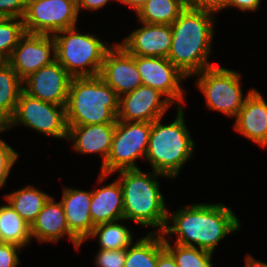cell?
Listing matches in <instances>:
<instances>
[{"label": "cell", "mask_w": 267, "mask_h": 267, "mask_svg": "<svg viewBox=\"0 0 267 267\" xmlns=\"http://www.w3.org/2000/svg\"><path fill=\"white\" fill-rule=\"evenodd\" d=\"M52 196L31 185L4 196L7 203L31 226Z\"/></svg>", "instance_id": "obj_23"}, {"label": "cell", "mask_w": 267, "mask_h": 267, "mask_svg": "<svg viewBox=\"0 0 267 267\" xmlns=\"http://www.w3.org/2000/svg\"><path fill=\"white\" fill-rule=\"evenodd\" d=\"M126 249H99L95 256L96 267H124Z\"/></svg>", "instance_id": "obj_31"}, {"label": "cell", "mask_w": 267, "mask_h": 267, "mask_svg": "<svg viewBox=\"0 0 267 267\" xmlns=\"http://www.w3.org/2000/svg\"><path fill=\"white\" fill-rule=\"evenodd\" d=\"M67 126V140L73 142L74 150L82 154H101L103 165L111 149L116 123Z\"/></svg>", "instance_id": "obj_20"}, {"label": "cell", "mask_w": 267, "mask_h": 267, "mask_svg": "<svg viewBox=\"0 0 267 267\" xmlns=\"http://www.w3.org/2000/svg\"><path fill=\"white\" fill-rule=\"evenodd\" d=\"M72 76L57 61L43 66L23 80L28 95L56 105H66Z\"/></svg>", "instance_id": "obj_14"}, {"label": "cell", "mask_w": 267, "mask_h": 267, "mask_svg": "<svg viewBox=\"0 0 267 267\" xmlns=\"http://www.w3.org/2000/svg\"><path fill=\"white\" fill-rule=\"evenodd\" d=\"M174 104L159 90L140 85L134 91L120 97L117 120L127 122H153L164 117Z\"/></svg>", "instance_id": "obj_13"}, {"label": "cell", "mask_w": 267, "mask_h": 267, "mask_svg": "<svg viewBox=\"0 0 267 267\" xmlns=\"http://www.w3.org/2000/svg\"><path fill=\"white\" fill-rule=\"evenodd\" d=\"M23 91V80L7 63H0V129L11 120Z\"/></svg>", "instance_id": "obj_22"}, {"label": "cell", "mask_w": 267, "mask_h": 267, "mask_svg": "<svg viewBox=\"0 0 267 267\" xmlns=\"http://www.w3.org/2000/svg\"><path fill=\"white\" fill-rule=\"evenodd\" d=\"M23 248L12 244H0V267H18L20 262L19 253Z\"/></svg>", "instance_id": "obj_33"}, {"label": "cell", "mask_w": 267, "mask_h": 267, "mask_svg": "<svg viewBox=\"0 0 267 267\" xmlns=\"http://www.w3.org/2000/svg\"><path fill=\"white\" fill-rule=\"evenodd\" d=\"M109 1L110 0H78L77 2L78 12L81 11L80 9L88 10V11H97L101 9L102 7L106 6V4Z\"/></svg>", "instance_id": "obj_36"}, {"label": "cell", "mask_w": 267, "mask_h": 267, "mask_svg": "<svg viewBox=\"0 0 267 267\" xmlns=\"http://www.w3.org/2000/svg\"><path fill=\"white\" fill-rule=\"evenodd\" d=\"M55 60L53 35L25 33L13 49L7 63L24 80L30 74Z\"/></svg>", "instance_id": "obj_12"}, {"label": "cell", "mask_w": 267, "mask_h": 267, "mask_svg": "<svg viewBox=\"0 0 267 267\" xmlns=\"http://www.w3.org/2000/svg\"><path fill=\"white\" fill-rule=\"evenodd\" d=\"M215 14L186 7L171 24L172 45L168 59L188 77L215 66L212 53Z\"/></svg>", "instance_id": "obj_2"}, {"label": "cell", "mask_w": 267, "mask_h": 267, "mask_svg": "<svg viewBox=\"0 0 267 267\" xmlns=\"http://www.w3.org/2000/svg\"><path fill=\"white\" fill-rule=\"evenodd\" d=\"M120 97L99 76L72 77L65 105L67 125L116 123Z\"/></svg>", "instance_id": "obj_4"}, {"label": "cell", "mask_w": 267, "mask_h": 267, "mask_svg": "<svg viewBox=\"0 0 267 267\" xmlns=\"http://www.w3.org/2000/svg\"><path fill=\"white\" fill-rule=\"evenodd\" d=\"M138 22L141 27L135 29L118 44L133 56L167 58L172 45L171 25Z\"/></svg>", "instance_id": "obj_16"}, {"label": "cell", "mask_w": 267, "mask_h": 267, "mask_svg": "<svg viewBox=\"0 0 267 267\" xmlns=\"http://www.w3.org/2000/svg\"><path fill=\"white\" fill-rule=\"evenodd\" d=\"M234 130L251 142L267 148V101L254 89L235 118Z\"/></svg>", "instance_id": "obj_17"}, {"label": "cell", "mask_w": 267, "mask_h": 267, "mask_svg": "<svg viewBox=\"0 0 267 267\" xmlns=\"http://www.w3.org/2000/svg\"><path fill=\"white\" fill-rule=\"evenodd\" d=\"M18 158L19 153L4 140L0 139V188L6 186V180Z\"/></svg>", "instance_id": "obj_30"}, {"label": "cell", "mask_w": 267, "mask_h": 267, "mask_svg": "<svg viewBox=\"0 0 267 267\" xmlns=\"http://www.w3.org/2000/svg\"><path fill=\"white\" fill-rule=\"evenodd\" d=\"M163 249V234L148 232L126 249L124 267H156L158 254Z\"/></svg>", "instance_id": "obj_24"}, {"label": "cell", "mask_w": 267, "mask_h": 267, "mask_svg": "<svg viewBox=\"0 0 267 267\" xmlns=\"http://www.w3.org/2000/svg\"><path fill=\"white\" fill-rule=\"evenodd\" d=\"M186 7V0H147L136 16L147 24L171 25Z\"/></svg>", "instance_id": "obj_25"}, {"label": "cell", "mask_w": 267, "mask_h": 267, "mask_svg": "<svg viewBox=\"0 0 267 267\" xmlns=\"http://www.w3.org/2000/svg\"><path fill=\"white\" fill-rule=\"evenodd\" d=\"M136 66L143 85L159 90L175 107H184L185 91L180 82L187 76L168 58L136 56Z\"/></svg>", "instance_id": "obj_11"}, {"label": "cell", "mask_w": 267, "mask_h": 267, "mask_svg": "<svg viewBox=\"0 0 267 267\" xmlns=\"http://www.w3.org/2000/svg\"><path fill=\"white\" fill-rule=\"evenodd\" d=\"M245 262V267H267V263L258 261V259L252 257L249 253L246 255Z\"/></svg>", "instance_id": "obj_39"}, {"label": "cell", "mask_w": 267, "mask_h": 267, "mask_svg": "<svg viewBox=\"0 0 267 267\" xmlns=\"http://www.w3.org/2000/svg\"><path fill=\"white\" fill-rule=\"evenodd\" d=\"M164 237V248L173 256L178 267H213V253L207 250L181 244H170Z\"/></svg>", "instance_id": "obj_28"}, {"label": "cell", "mask_w": 267, "mask_h": 267, "mask_svg": "<svg viewBox=\"0 0 267 267\" xmlns=\"http://www.w3.org/2000/svg\"><path fill=\"white\" fill-rule=\"evenodd\" d=\"M186 6L216 14L228 8V0H186Z\"/></svg>", "instance_id": "obj_34"}, {"label": "cell", "mask_w": 267, "mask_h": 267, "mask_svg": "<svg viewBox=\"0 0 267 267\" xmlns=\"http://www.w3.org/2000/svg\"><path fill=\"white\" fill-rule=\"evenodd\" d=\"M176 118L169 124H162V118L152 122L145 160L153 171L175 179L181 168L193 156L195 141L185 122L183 107H176Z\"/></svg>", "instance_id": "obj_5"}, {"label": "cell", "mask_w": 267, "mask_h": 267, "mask_svg": "<svg viewBox=\"0 0 267 267\" xmlns=\"http://www.w3.org/2000/svg\"><path fill=\"white\" fill-rule=\"evenodd\" d=\"M168 213L163 237L176 235V244L214 253L227 235L240 230V221L224 203H192Z\"/></svg>", "instance_id": "obj_1"}, {"label": "cell", "mask_w": 267, "mask_h": 267, "mask_svg": "<svg viewBox=\"0 0 267 267\" xmlns=\"http://www.w3.org/2000/svg\"><path fill=\"white\" fill-rule=\"evenodd\" d=\"M77 3L68 0H27L23 18L26 33L47 34L76 27Z\"/></svg>", "instance_id": "obj_10"}, {"label": "cell", "mask_w": 267, "mask_h": 267, "mask_svg": "<svg viewBox=\"0 0 267 267\" xmlns=\"http://www.w3.org/2000/svg\"><path fill=\"white\" fill-rule=\"evenodd\" d=\"M151 129L152 122L116 121L111 149L101 165L98 183L119 170L138 169L136 161L145 159Z\"/></svg>", "instance_id": "obj_8"}, {"label": "cell", "mask_w": 267, "mask_h": 267, "mask_svg": "<svg viewBox=\"0 0 267 267\" xmlns=\"http://www.w3.org/2000/svg\"><path fill=\"white\" fill-rule=\"evenodd\" d=\"M56 60L72 77L99 76L104 57L113 46L95 34L80 33L77 27L54 35Z\"/></svg>", "instance_id": "obj_6"}, {"label": "cell", "mask_w": 267, "mask_h": 267, "mask_svg": "<svg viewBox=\"0 0 267 267\" xmlns=\"http://www.w3.org/2000/svg\"><path fill=\"white\" fill-rule=\"evenodd\" d=\"M92 191L65 187L60 202L70 232L81 242L88 240L94 224L90 215Z\"/></svg>", "instance_id": "obj_19"}, {"label": "cell", "mask_w": 267, "mask_h": 267, "mask_svg": "<svg viewBox=\"0 0 267 267\" xmlns=\"http://www.w3.org/2000/svg\"><path fill=\"white\" fill-rule=\"evenodd\" d=\"M23 19L0 18V61L7 62L20 38L25 34Z\"/></svg>", "instance_id": "obj_29"}, {"label": "cell", "mask_w": 267, "mask_h": 267, "mask_svg": "<svg viewBox=\"0 0 267 267\" xmlns=\"http://www.w3.org/2000/svg\"><path fill=\"white\" fill-rule=\"evenodd\" d=\"M261 0H228V8L236 7L241 11H257L260 8Z\"/></svg>", "instance_id": "obj_35"}, {"label": "cell", "mask_w": 267, "mask_h": 267, "mask_svg": "<svg viewBox=\"0 0 267 267\" xmlns=\"http://www.w3.org/2000/svg\"><path fill=\"white\" fill-rule=\"evenodd\" d=\"M21 124L59 140L68 137L65 105L42 101L24 91L19 96L13 117L3 130L6 132Z\"/></svg>", "instance_id": "obj_9"}, {"label": "cell", "mask_w": 267, "mask_h": 267, "mask_svg": "<svg viewBox=\"0 0 267 267\" xmlns=\"http://www.w3.org/2000/svg\"><path fill=\"white\" fill-rule=\"evenodd\" d=\"M156 267H178L173 256L164 248L159 254Z\"/></svg>", "instance_id": "obj_37"}, {"label": "cell", "mask_w": 267, "mask_h": 267, "mask_svg": "<svg viewBox=\"0 0 267 267\" xmlns=\"http://www.w3.org/2000/svg\"><path fill=\"white\" fill-rule=\"evenodd\" d=\"M27 0H0L1 18H24Z\"/></svg>", "instance_id": "obj_32"}, {"label": "cell", "mask_w": 267, "mask_h": 267, "mask_svg": "<svg viewBox=\"0 0 267 267\" xmlns=\"http://www.w3.org/2000/svg\"><path fill=\"white\" fill-rule=\"evenodd\" d=\"M122 193L125 221H133L141 226L155 228L150 233L162 234L168 219V208L158 177H170L159 172H143L138 169L117 171Z\"/></svg>", "instance_id": "obj_3"}, {"label": "cell", "mask_w": 267, "mask_h": 267, "mask_svg": "<svg viewBox=\"0 0 267 267\" xmlns=\"http://www.w3.org/2000/svg\"><path fill=\"white\" fill-rule=\"evenodd\" d=\"M89 209L94 225L124 219L123 193L119 180L115 179L93 190Z\"/></svg>", "instance_id": "obj_21"}, {"label": "cell", "mask_w": 267, "mask_h": 267, "mask_svg": "<svg viewBox=\"0 0 267 267\" xmlns=\"http://www.w3.org/2000/svg\"><path fill=\"white\" fill-rule=\"evenodd\" d=\"M147 0H118L123 5L134 9L135 13L144 5Z\"/></svg>", "instance_id": "obj_38"}, {"label": "cell", "mask_w": 267, "mask_h": 267, "mask_svg": "<svg viewBox=\"0 0 267 267\" xmlns=\"http://www.w3.org/2000/svg\"><path fill=\"white\" fill-rule=\"evenodd\" d=\"M99 77L111 86L119 97L142 85L136 56L129 54L118 42L107 51Z\"/></svg>", "instance_id": "obj_15"}, {"label": "cell", "mask_w": 267, "mask_h": 267, "mask_svg": "<svg viewBox=\"0 0 267 267\" xmlns=\"http://www.w3.org/2000/svg\"><path fill=\"white\" fill-rule=\"evenodd\" d=\"M0 237L3 243L25 248L30 244V225L8 204L0 206Z\"/></svg>", "instance_id": "obj_26"}, {"label": "cell", "mask_w": 267, "mask_h": 267, "mask_svg": "<svg viewBox=\"0 0 267 267\" xmlns=\"http://www.w3.org/2000/svg\"><path fill=\"white\" fill-rule=\"evenodd\" d=\"M121 221L125 220L119 219L95 225L88 239L98 238L100 249H127L134 242L133 235L126 225L120 224Z\"/></svg>", "instance_id": "obj_27"}, {"label": "cell", "mask_w": 267, "mask_h": 267, "mask_svg": "<svg viewBox=\"0 0 267 267\" xmlns=\"http://www.w3.org/2000/svg\"><path fill=\"white\" fill-rule=\"evenodd\" d=\"M31 239L56 243L66 235L76 250L82 243L70 232L62 203L55 202L53 196L47 201L30 226ZM33 237V238H32Z\"/></svg>", "instance_id": "obj_18"}, {"label": "cell", "mask_w": 267, "mask_h": 267, "mask_svg": "<svg viewBox=\"0 0 267 267\" xmlns=\"http://www.w3.org/2000/svg\"><path fill=\"white\" fill-rule=\"evenodd\" d=\"M241 75L239 71L220 66H212L193 75L197 77L195 85L204 95L206 108L236 118L248 95L254 90L250 88L243 95Z\"/></svg>", "instance_id": "obj_7"}]
</instances>
